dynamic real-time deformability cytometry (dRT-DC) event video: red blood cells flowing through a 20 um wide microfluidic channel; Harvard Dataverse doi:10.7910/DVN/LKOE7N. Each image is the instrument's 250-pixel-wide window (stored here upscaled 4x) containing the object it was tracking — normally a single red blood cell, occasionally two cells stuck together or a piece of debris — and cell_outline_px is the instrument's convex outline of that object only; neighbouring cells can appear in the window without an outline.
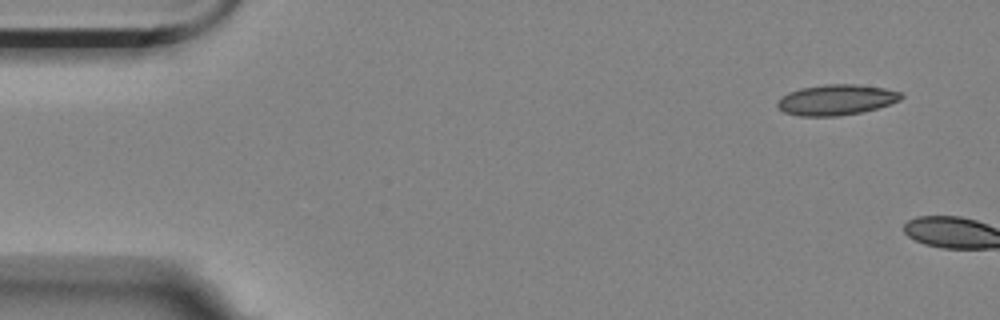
{"species": "Egyptian fruit bat (a non-hibernating species)", "species_latin": "Rousettus aegyptiacus", "temperature_condition": "room temperature", "stored_images_in_passage": 2, "camera_frame_rate_fps": 3000, "um_per_image_px": 0.085, "animal": {"sex": "female"}, "frame": {"image": 1, "passage_image": 1, "time_ms": 0.0, "image_size_px": [1000, 320], "cell_outline_px": [[904, 96], [900, 100], [876, 108], [860, 112], [836, 116], [800, 116], [784, 112], [776, 104], [788, 92], [800, 88], [824, 84], [856, 84], [884, 88], [900, 92]], "centroid_in_image_um": [71.08, 8.47], "position_along_channel_um": 13.9, "area_um2": 21.79}}